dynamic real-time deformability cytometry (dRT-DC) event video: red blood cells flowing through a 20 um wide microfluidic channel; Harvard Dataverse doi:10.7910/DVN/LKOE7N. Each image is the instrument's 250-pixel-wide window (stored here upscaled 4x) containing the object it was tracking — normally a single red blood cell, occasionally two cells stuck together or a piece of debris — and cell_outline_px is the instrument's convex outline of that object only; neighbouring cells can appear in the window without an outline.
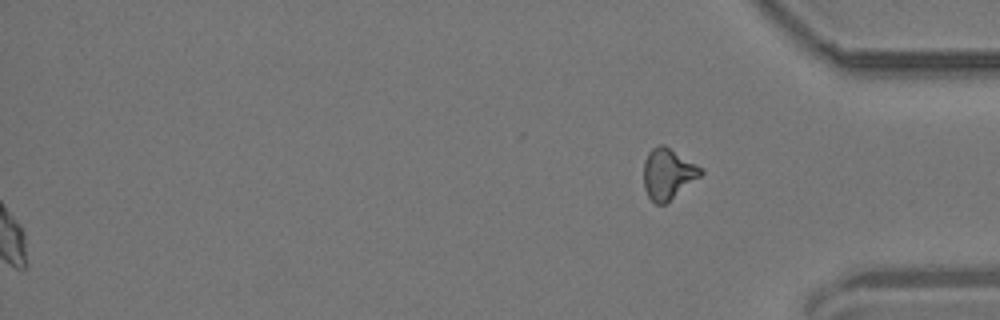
{"species": "common noctule bat (a hibernating species)", "species_latin": "Nyctalus noctula", "temperature_condition": "room temperature", "stored_images_in_passage": 57, "segment_of_instrument_passage": [2, 2], "camera_frame_rate_fps": 3000, "um_per_image_px": 0.085, "animal": {"sex": "male", "body_mass_g": 19.2, "forearm_length_mm": 51.8}, "frame": {"image": 1, "passage_image": 57, "time_ms": 18.667, "image_size_px": [1000, 320], "cell_outline_px": [[704, 172], [700, 176], [664, 204], [656, 204], [648, 196], [644, 188], [644, 160], [648, 152], [652, 148], [660, 144], [664, 144], [704, 168]], "centroid_in_image_um": [56.78, 14.74], "position_along_channel_um": 378.4, "area_um2": 16.82}}